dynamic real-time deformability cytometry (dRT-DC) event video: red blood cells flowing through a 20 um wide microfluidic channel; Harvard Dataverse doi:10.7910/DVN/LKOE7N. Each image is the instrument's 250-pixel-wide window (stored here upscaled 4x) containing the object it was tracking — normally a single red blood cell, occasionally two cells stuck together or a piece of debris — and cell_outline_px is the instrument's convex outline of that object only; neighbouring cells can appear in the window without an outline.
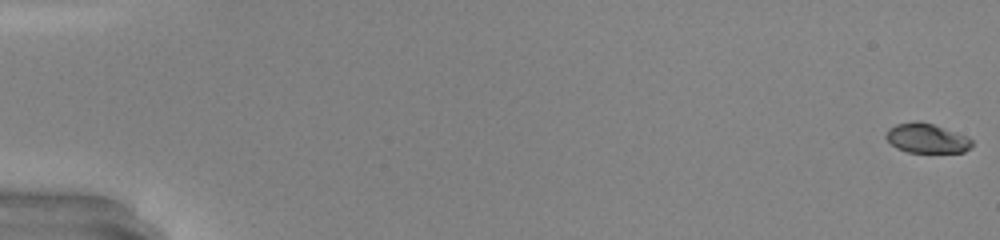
{"species": "common noctule bat (a hibernating species)", "species_latin": "Nyctalus noctula", "temperature_condition": "warm", "stored_images_in_passage": 50, "camera_frame_rate_fps": 3000, "um_per_image_px": 0.085, "animal": {"sex": "male", "body_mass_g": 20.0, "forearm_length_mm": 53.3}, "frame": {"image": 1, "passage_image": 1, "time_ms": 0.0, "image_size_px": [1000, 240], "cell_outline_px": [[972, 148], [964, 152], [908, 152], [896, 148], [884, 136], [888, 128], [896, 124], [916, 120], [920, 120], [968, 136], [972, 140]], "centroid_in_image_um": [78.77, 11.74], "position_along_channel_um": 6.2, "area_um2": 14.91}}
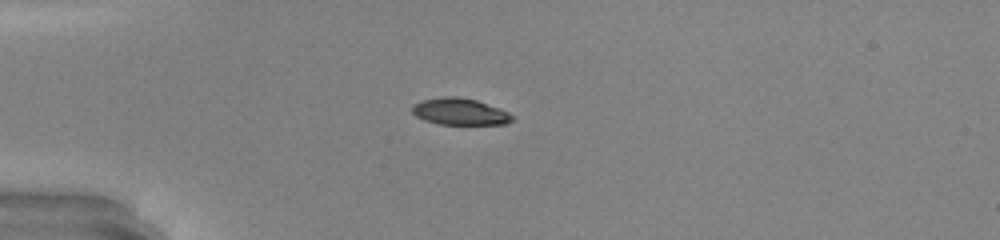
{"frame": {"image": 2, "passage_image": 15, "time_ms": 4.667, "image_size_px": [1000, 240], "cell_outline_px": [[512, 120], [504, 124], [440, 124], [424, 120], [416, 116], [412, 112], [412, 104], [420, 100], [444, 96], [456, 96], [476, 100], [500, 108], [508, 112], [512, 116]], "centroid_in_image_um": [39.04, 9.47], "position_along_channel_um": 46.0, "area_um2": 15.55}}
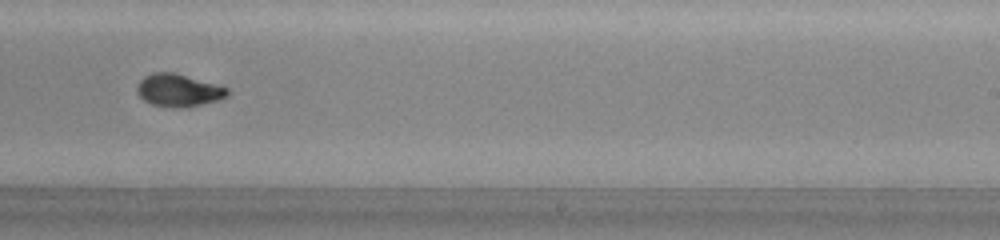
{"frame": {"image": 3, "passage_image": 33, "time_ms": 10.667, "image_size_px": [1000, 240], "cell_outline_px": [[228, 96], [220, 100], [180, 108], [172, 108], [152, 104], [144, 100], [136, 92], [136, 88], [140, 80], [144, 76], [152, 72], [172, 72], [228, 88]], "centroid_in_image_um": [15.14, 7.68], "position_along_channel_um": 273.9, "area_um2": 16.99}, "authors_computed_cell_mechanics": {"area_um2": 16.7909, "velocity_mm_per_s": 4.2625, "shape_relaxation_time_tau1_ms": 2.9886, "shape_relaxation_time_tau2_ms": 1.2864, "deformation_change_tau1": 0.1762, "deformation_change_tau2": 0.0309}}